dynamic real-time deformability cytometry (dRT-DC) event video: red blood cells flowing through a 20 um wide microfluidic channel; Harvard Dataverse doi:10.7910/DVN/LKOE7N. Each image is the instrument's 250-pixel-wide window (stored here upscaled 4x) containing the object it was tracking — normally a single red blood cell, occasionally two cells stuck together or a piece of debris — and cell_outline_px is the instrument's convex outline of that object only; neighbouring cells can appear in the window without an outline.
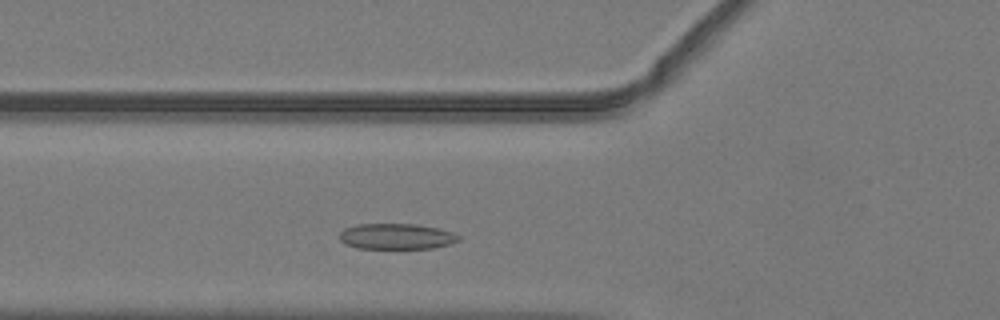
{"species": "common noctule bat (a hibernating species)", "species_latin": "Nyctalus noctula", "temperature_condition": "warm", "stored_images_in_passage": 43, "camera_frame_rate_fps": 3000, "um_per_image_px": 0.085, "animal": {"sex": "male", "body_mass_g": 19.2, "forearm_length_mm": 51.8}, "frame": {"image": 1, "passage_image": 11, "time_ms": 3.333, "image_size_px": [1000, 320], "cell_outline_px": [[460, 240], [452, 244], [432, 248], [356, 248], [344, 244], [340, 240], [340, 232], [344, 228], [356, 224], [416, 224], [436, 228], [452, 232], [460, 236]], "centroid_in_image_um": [33.68, 20.09], "position_along_channel_um": 92.1, "area_um2": 17.92}}
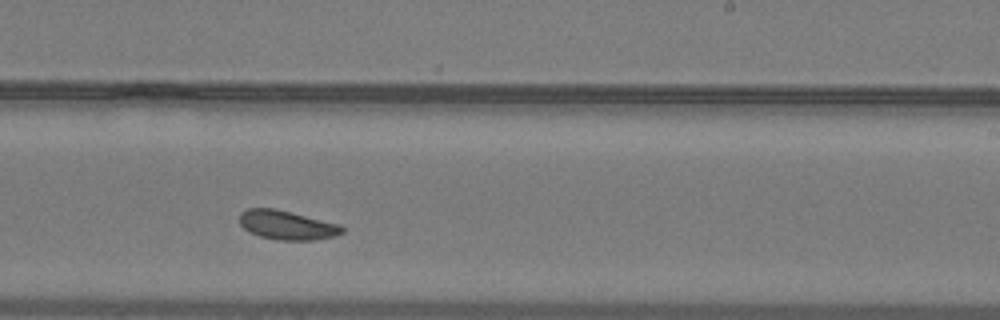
{"frame": {"image": 2, "passage_image": 24, "time_ms": 7.667, "image_size_px": [1000, 320], "cell_outline_px": [[344, 232], [336, 236], [316, 240], [280, 240], [260, 236], [248, 232], [240, 224], [240, 212], [248, 208], [272, 208], [292, 212], [340, 224], [344, 228]], "centroid_in_image_um": [24.41, 19.13], "position_along_channel_um": 264.6, "area_um2": 17.51}}
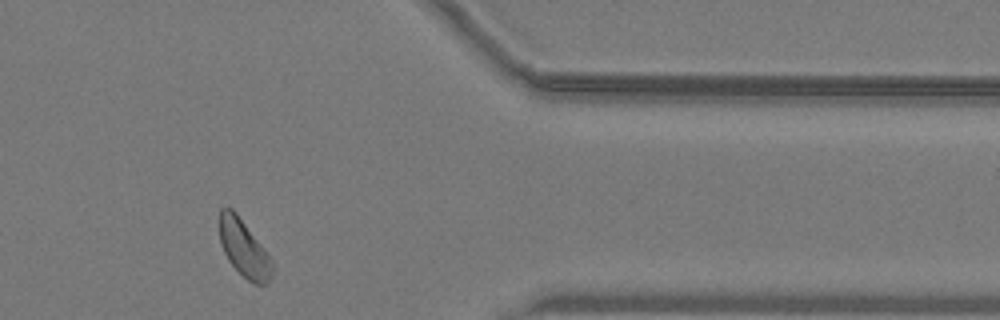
{"frame": {"image": 3, "passage_image": 35, "time_ms": 11.333, "image_size_px": [1000, 320], "cell_outline_px": [[272, 276], [264, 284], [256, 284], [248, 280], [228, 260], [224, 252], [220, 240], [220, 208], [232, 208], [236, 212], [272, 260]], "centroid_in_image_um": [20.72, 21.11], "position_along_channel_um": 390.7, "area_um2": 16.94}, "authors_computed_cell_mechanics": {"area_um2": 17.6868, "velocity_mm_per_s": 3.9809, "shape_relaxation_time_tau1_ms": null, "shape_relaxation_time_tau2_ms": 8.3242, "deformation_change_tau1": null, "deformation_change_tau2": 0.1414}}